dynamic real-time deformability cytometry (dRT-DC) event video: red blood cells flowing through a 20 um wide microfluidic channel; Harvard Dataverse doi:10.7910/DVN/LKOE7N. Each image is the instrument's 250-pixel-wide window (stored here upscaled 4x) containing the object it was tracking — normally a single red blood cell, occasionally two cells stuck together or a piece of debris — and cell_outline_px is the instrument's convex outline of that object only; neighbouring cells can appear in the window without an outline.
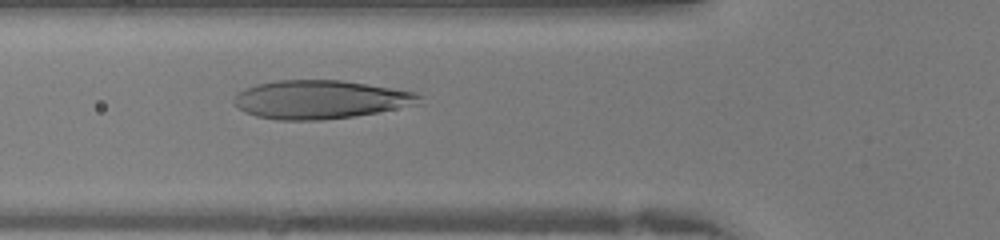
{"species": "human", "species_latin": "Homo sapiens", "temperature_condition": "warm", "stored_images_in_passage": 34, "camera_frame_rate_fps": 3000, "um_per_image_px": 0.085, "donor": {"sex": "female"}, "frame": {"image": 1, "passage_image": 13, "time_ms": 4.0, "image_size_px": [1000, 240], "cell_outline_px": [[424, 104], [352, 116], [320, 120], [276, 120], [256, 116], [244, 112], [232, 100], [244, 88], [256, 84], [276, 80], [340, 80], [416, 92], [424, 96]], "centroid_in_image_um": [27.27, 8.46], "position_along_channel_um": 98.5, "area_um2": 41.67}}
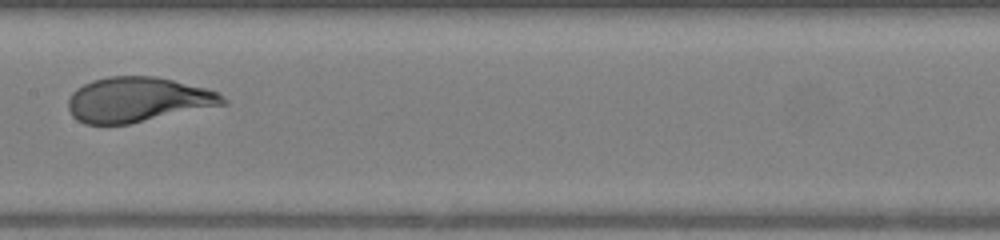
{"frame": {"image": 2, "passage_image": 19, "time_ms": 6.0, "image_size_px": [1000, 240], "cell_outline_px": [[228, 104], [128, 124], [84, 124], [76, 120], [72, 116], [68, 108], [68, 100], [72, 92], [76, 88], [92, 80], [108, 76], [156, 76], [208, 88], [220, 92], [228, 100]], "centroid_in_image_um": [11.73, 8.46], "position_along_channel_um": 195.7, "area_um2": 40.86}}
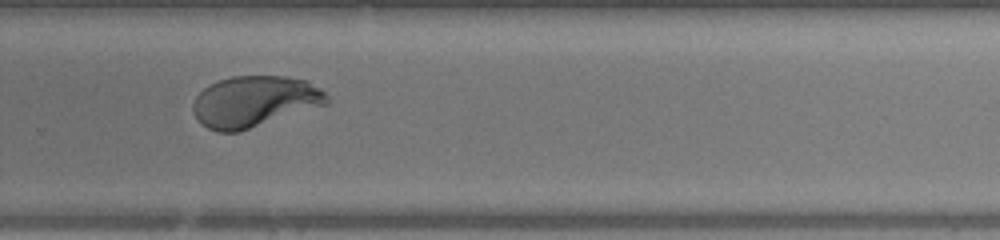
{"frame": {"image": 3, "passage_image": 26, "time_ms": 8.333, "image_size_px": [1000, 240], "cell_outline_px": [[328, 104], [240, 132], [216, 132], [208, 128], [196, 116], [192, 108], [192, 104], [196, 96], [208, 84], [232, 76], [284, 76], [308, 80], [320, 88], [328, 96]], "centroid_in_image_um": [21.65, 8.62], "position_along_channel_um": 308.2, "area_um2": 40.0}}